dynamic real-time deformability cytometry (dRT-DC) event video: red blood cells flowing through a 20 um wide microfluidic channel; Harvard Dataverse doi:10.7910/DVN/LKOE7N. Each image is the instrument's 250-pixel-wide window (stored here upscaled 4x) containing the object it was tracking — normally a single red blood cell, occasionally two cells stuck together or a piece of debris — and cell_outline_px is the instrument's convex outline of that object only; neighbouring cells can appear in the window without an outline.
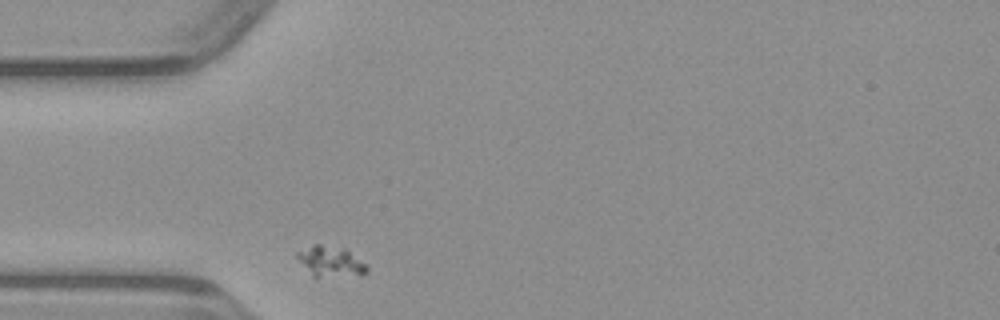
{"species": "common noctule bat (a hibernating species)", "species_latin": "Nyctalus noctula", "temperature_condition": "warm", "stored_images_in_passage": 27, "camera_frame_rate_fps": 3000, "um_per_image_px": 0.085, "animal": {"sex": "male", "body_mass_g": 23.1, "forearm_length_mm": 52.7}, "frame": {"image": 1, "passage_image": 1, "time_ms": 0.0, "image_size_px": [1000, 320], "cell_outline_px": [[368, 272], [316, 276], [312, 276], [296, 256], [296, 252], [312, 244], [320, 244], [344, 248], [364, 264], [368, 268]], "centroid_in_image_um": [28.0, 22.16], "position_along_channel_um": 57.0, "area_um2": 11.56}}
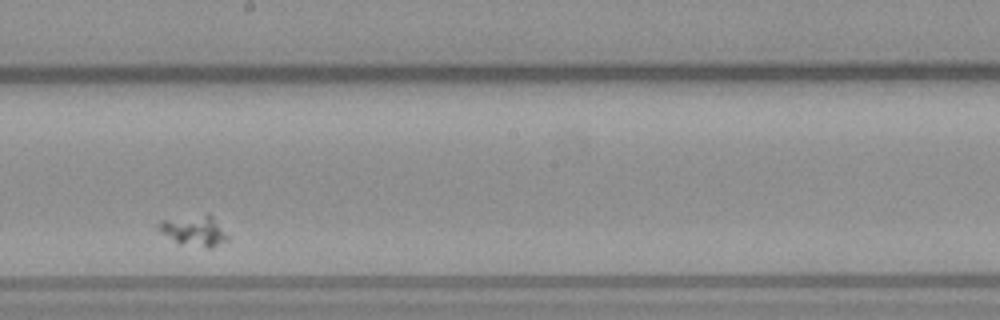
{"frame": {"image": 2, "passage_image": 16, "time_ms": 5.0, "image_size_px": [1000, 320], "cell_outline_px": [[228, 240], [212, 248], [208, 248], [176, 240], [160, 232], [156, 228], [164, 220], [208, 212], [212, 216], [228, 236]], "centroid_in_image_um": [16.56, 19.57], "position_along_channel_um": 231.6, "area_um2": 11.79}}
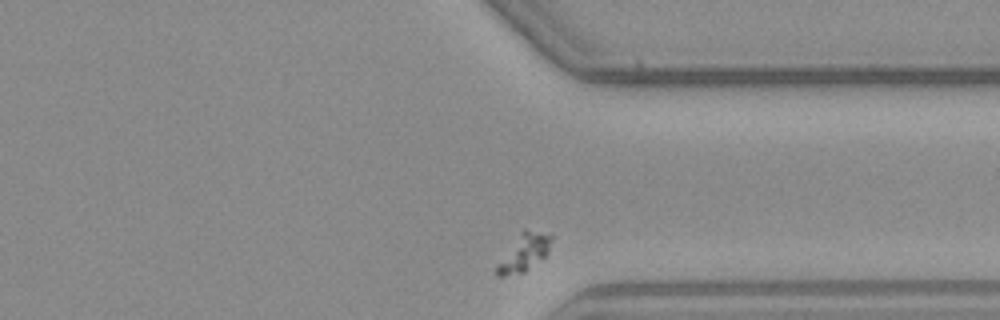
{"frame": {"image": 3, "passage_image": 27, "time_ms": 8.667, "image_size_px": [1000, 320], "cell_outline_px": [[552, 240], [548, 252], [544, 256], [524, 272], [504, 276], [496, 276], [496, 264], [520, 232], [524, 228], [552, 232]], "centroid_in_image_um": [44.56, 21.42], "position_along_channel_um": 366.8, "area_um2": 11.96}}